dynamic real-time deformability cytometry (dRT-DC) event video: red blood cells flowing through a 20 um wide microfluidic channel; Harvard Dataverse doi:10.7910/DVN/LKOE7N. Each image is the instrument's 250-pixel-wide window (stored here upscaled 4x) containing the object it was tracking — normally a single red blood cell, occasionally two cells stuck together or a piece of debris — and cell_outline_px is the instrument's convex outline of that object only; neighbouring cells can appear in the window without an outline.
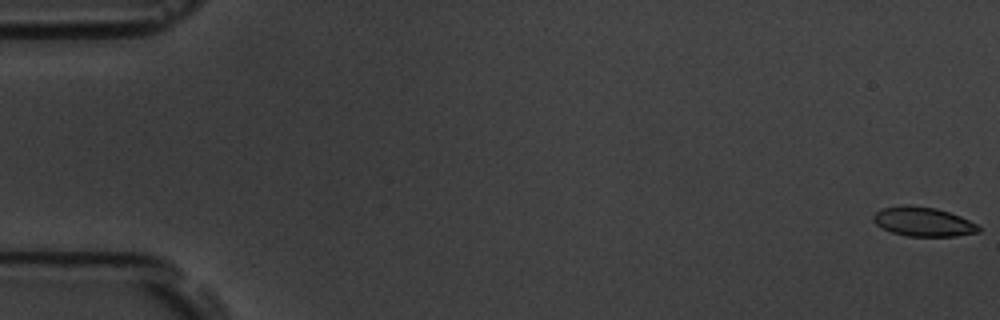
{"species": "common noctule bat (a hibernating species)", "species_latin": "Nyctalus noctula", "temperature_condition": "room temperature", "stored_images_in_passage": 57, "camera_frame_rate_fps": 3000, "um_per_image_px": 0.085, "animal": {"sex": "male", "body_mass_g": 19.5, "forearm_length_mm": 54.6}, "frame": {"image": 1, "passage_image": 1, "time_ms": 0.0, "image_size_px": [1000, 320], "cell_outline_px": [[980, 232], [956, 236], [908, 236], [892, 232], [876, 224], [872, 220], [872, 216], [880, 208], [904, 204], [908, 204], [936, 208], [960, 216], [976, 224], [980, 228]], "centroid_in_image_um": [78.44, 18.83], "position_along_channel_um": 6.6, "area_um2": 17.98}}
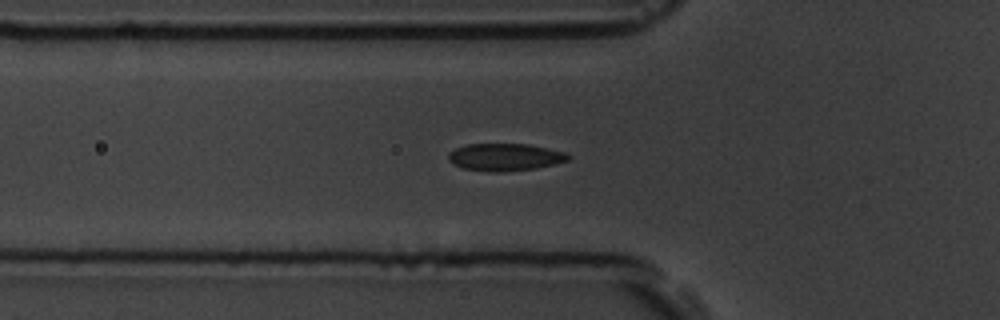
{"frame": {"image": 2, "passage_image": 20, "time_ms": 6.333, "image_size_px": [1000, 320], "cell_outline_px": [[572, 156], [568, 160], [536, 168], [504, 172], [492, 172], [464, 168], [452, 164], [448, 160], [448, 152], [456, 148], [468, 144], [528, 144], [548, 148], [564, 152]], "centroid_in_image_um": [42.9, 13.35], "position_along_channel_um": 82.9, "area_um2": 19.07}}
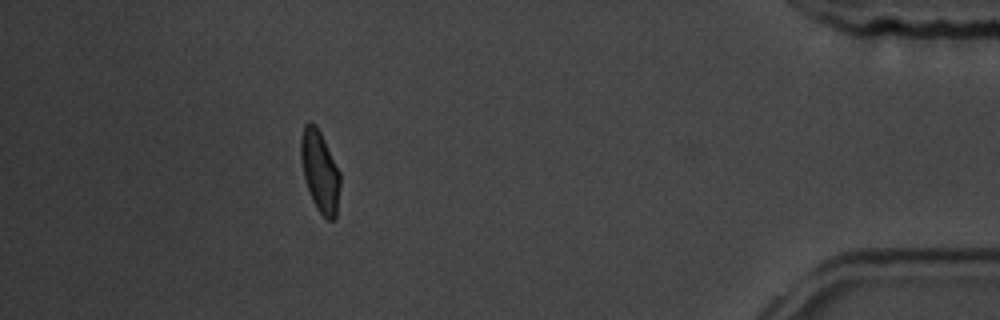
{"frame": {"image": 3, "passage_image": 51, "time_ms": 16.667, "image_size_px": [1000, 320], "cell_outline_px": [[340, 188], [336, 216], [332, 220], [328, 220], [316, 208], [312, 200], [304, 176], [300, 156], [300, 140], [304, 124], [308, 120], [316, 124], [340, 172]], "centroid_in_image_um": [27.18, 14.53], "position_along_channel_um": 408.0, "area_um2": 18.55}, "authors_computed_cell_mechanics": {"area_um2": 18.9584, "velocity_mm_per_s": 3.6612, "shape_relaxation_time_tau1_ms": 3.1015, "shape_relaxation_time_tau2_ms": 1.0448, "deformation_change_tau1": 0.1153, "deformation_change_tau2": 0.0553}}